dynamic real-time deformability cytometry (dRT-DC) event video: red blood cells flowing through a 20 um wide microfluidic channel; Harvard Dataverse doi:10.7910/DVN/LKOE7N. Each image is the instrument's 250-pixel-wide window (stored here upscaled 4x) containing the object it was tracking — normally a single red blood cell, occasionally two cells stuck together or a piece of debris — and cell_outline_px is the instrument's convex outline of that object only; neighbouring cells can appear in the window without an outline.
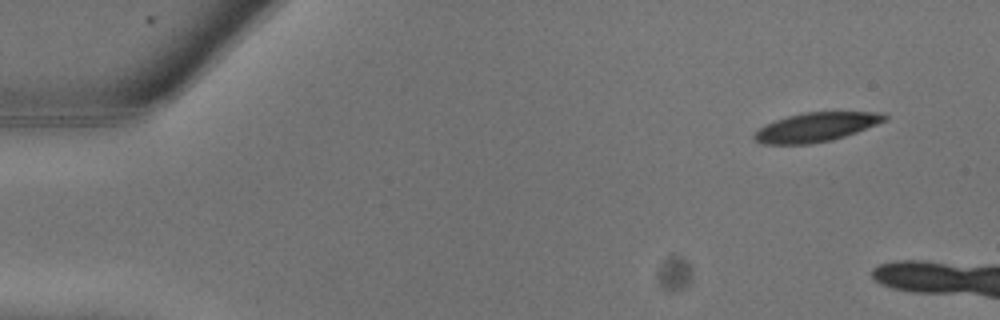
{"species": "common noctule bat (a hibernating species)", "species_latin": "Nyctalus noctula", "temperature_condition": "warm", "stored_images_in_passage": 5, "camera_frame_rate_fps": 3000, "um_per_image_px": 0.085, "animal": {"sex": "male", "body_mass_g": 13.3}, "frame": {"image": 1, "passage_image": 1, "time_ms": 0.0, "image_size_px": [1000, 320], "cell_outline_px": [[888, 120], [856, 132], [832, 140], [808, 144], [764, 144], [756, 140], [752, 136], [760, 128], [776, 120], [788, 116], [804, 112], [884, 112], [888, 116]], "centroid_in_image_um": [69.42, 10.8], "position_along_channel_um": 15.6, "area_um2": 21.91}}